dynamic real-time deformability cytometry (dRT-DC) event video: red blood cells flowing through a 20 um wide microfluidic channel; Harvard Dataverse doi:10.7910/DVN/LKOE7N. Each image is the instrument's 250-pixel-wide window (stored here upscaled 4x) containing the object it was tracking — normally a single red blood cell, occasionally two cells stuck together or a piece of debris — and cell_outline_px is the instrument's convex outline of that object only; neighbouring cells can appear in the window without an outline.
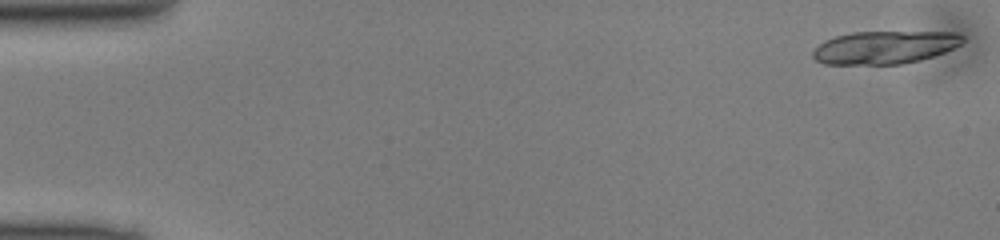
{"species": "common noctule bat (a hibernating species)", "species_latin": "Nyctalus noctula", "temperature_condition": "cold", "stored_images_in_passage": 16, "camera_frame_rate_fps": 3000, "um_per_image_px": 0.085, "animal": {"sex": "male", "body_mass_g": 13.0, "forearm_length_mm": 53.1}, "frame": {"image": 1, "passage_image": 1, "time_ms": 0.0, "image_size_px": [1000, 240], "cell_outline_px": [[964, 40], [956, 48], [920, 60], [900, 64], [824, 64], [816, 60], [812, 56], [812, 52], [824, 40], [836, 36], [852, 32], [956, 32], [964, 36]], "centroid_in_image_um": [75.21, 4.02], "position_along_channel_um": 9.8, "area_um2": 28.73}}